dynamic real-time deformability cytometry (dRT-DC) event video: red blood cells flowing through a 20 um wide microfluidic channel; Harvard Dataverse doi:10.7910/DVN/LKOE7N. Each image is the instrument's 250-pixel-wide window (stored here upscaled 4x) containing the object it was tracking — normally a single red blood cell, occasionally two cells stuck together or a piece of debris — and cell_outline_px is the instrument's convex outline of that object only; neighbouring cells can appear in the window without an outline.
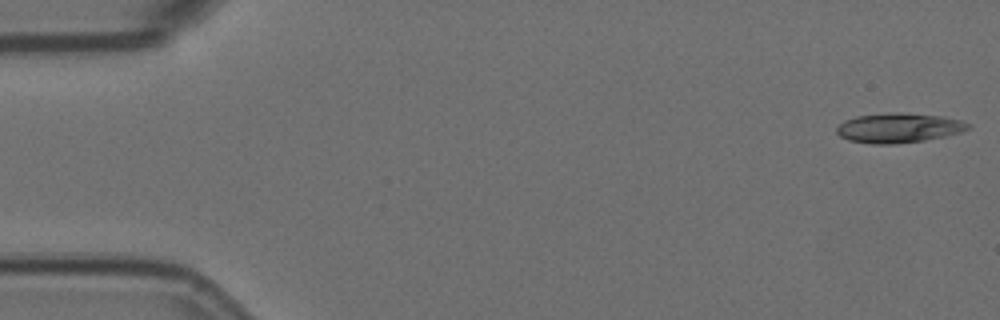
{"species": "Egyptian fruit bat (a non-hibernating species)", "species_latin": "Rousettus aegyptiacus", "temperature_condition": "room temperature", "stored_images_in_passage": 15, "camera_frame_rate_fps": 3000, "um_per_image_px": 0.085, "animal": {"sex": "female"}, "frame": {"image": 1, "passage_image": 1, "time_ms": 0.0, "image_size_px": [1000, 320], "cell_outline_px": [[972, 128], [960, 132], [944, 136], [924, 140], [892, 144], [872, 144], [848, 140], [840, 136], [836, 132], [836, 128], [844, 120], [856, 116], [888, 112], [900, 112], [944, 116], [960, 120], [972, 124]], "centroid_in_image_um": [76.39, 10.86], "position_along_channel_um": 8.6, "area_um2": 22.89}}
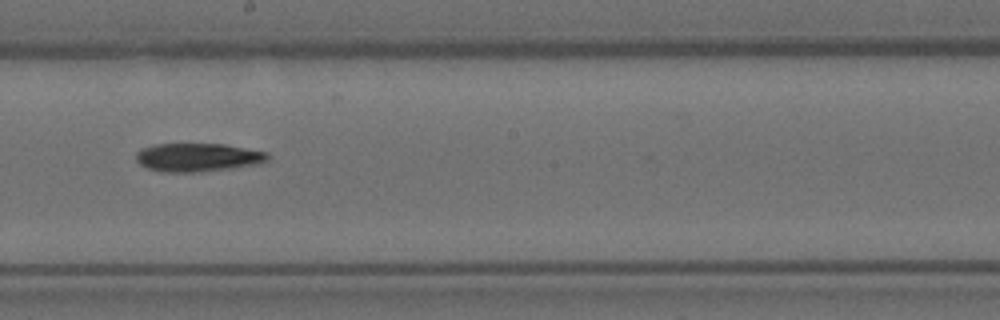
{"frame": {"image": 2, "passage_image": 9, "time_ms": 2.667, "image_size_px": [1000, 320], "cell_outline_px": [[272, 156], [268, 160], [260, 164], [228, 168], [192, 172], [164, 172], [148, 168], [140, 164], [136, 160], [136, 152], [140, 148], [156, 144], [224, 144], [268, 152]], "centroid_in_image_um": [16.83, 13.36], "position_along_channel_um": 231.4, "area_um2": 21.79}}
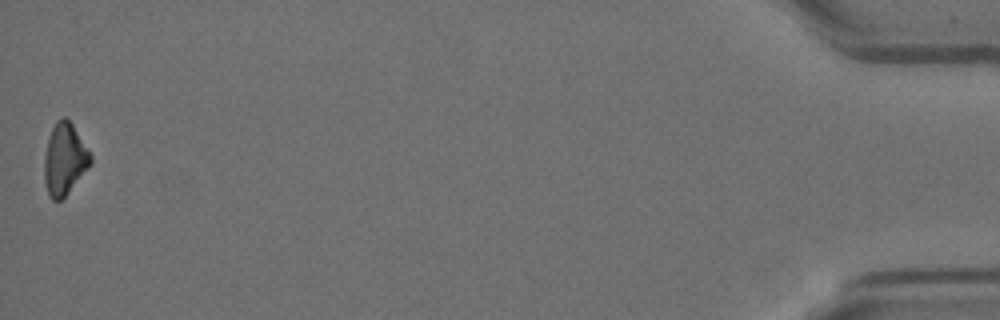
{"frame": {"image": 3, "passage_image": 15, "time_ms": 4.667, "image_size_px": [1000, 320], "cell_outline_px": [[92, 164], [68, 192], [60, 200], [52, 200], [48, 196], [44, 180], [44, 156], [48, 140], [52, 128], [56, 120], [60, 116], [64, 116], [72, 124], [92, 156]], "centroid_in_image_um": [5.48, 13.53], "position_along_channel_um": 429.7, "area_um2": 19.25}}